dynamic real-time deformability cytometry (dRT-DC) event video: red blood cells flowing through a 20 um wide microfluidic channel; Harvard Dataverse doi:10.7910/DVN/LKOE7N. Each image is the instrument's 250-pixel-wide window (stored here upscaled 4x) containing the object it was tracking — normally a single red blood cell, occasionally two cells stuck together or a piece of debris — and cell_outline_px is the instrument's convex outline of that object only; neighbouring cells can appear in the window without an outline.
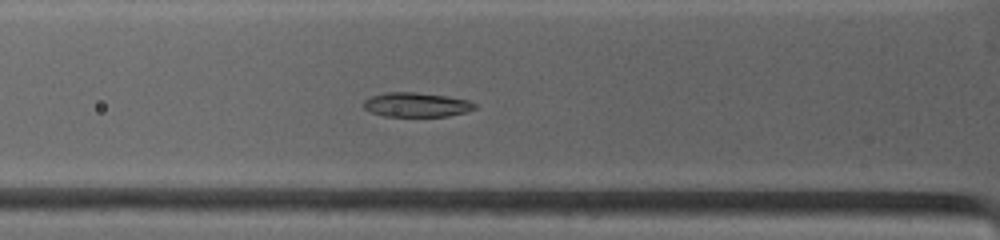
{"species": "common noctule bat (a hibernating species)", "species_latin": "Nyctalus noctula", "temperature_condition": "warm", "stored_images_in_passage": 18, "camera_frame_rate_fps": 4500, "um_per_image_px": 0.085, "animal": {"sex": "female", "body_mass_g": 19.0, "forearm_length_mm": 53.3}, "frame": {"image": 1, "passage_image": 6, "time_ms": 2.889, "image_size_px": [1000, 240], "cell_outline_px": [[476, 108], [464, 112], [448, 116], [384, 116], [372, 112], [364, 108], [364, 100], [372, 96], [384, 92], [416, 92], [448, 96], [468, 100], [476, 104]], "centroid_in_image_um": [35.4, 8.89], "position_along_channel_um": 90.4, "area_um2": 15.72}}
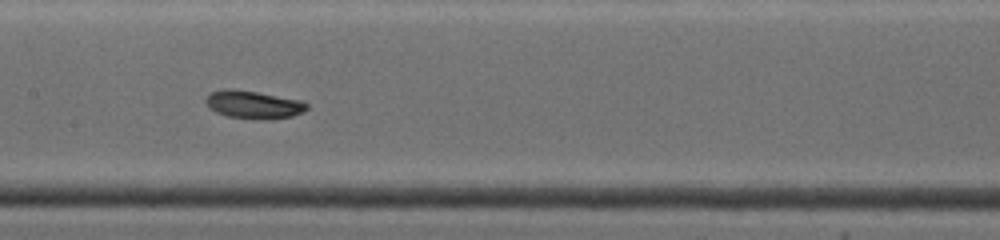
{"frame": {"image": 2, "passage_image": 11, "time_ms": 5.333, "image_size_px": [1000, 240], "cell_outline_px": [[308, 108], [304, 112], [292, 116], [268, 120], [264, 120], [228, 116], [216, 112], [208, 108], [204, 100], [212, 92], [224, 88], [232, 88], [256, 92], [300, 100], [308, 104]], "centroid_in_image_um": [21.54, 8.9], "position_along_channel_um": 185.9, "area_um2": 16.47}}
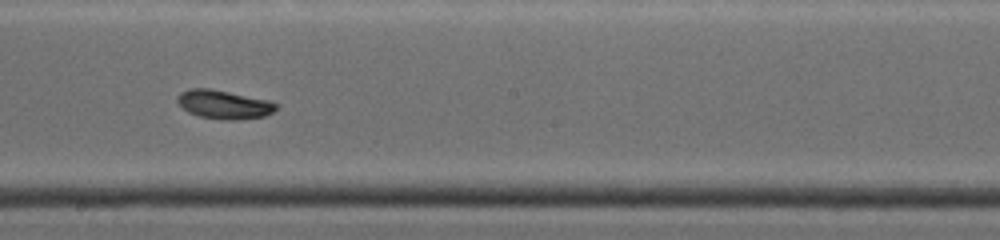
{"frame": {"image": 3, "passage_image": 15, "time_ms": 6.444, "image_size_px": [1000, 240], "cell_outline_px": [[280, 104], [272, 112], [264, 116], [232, 120], [228, 120], [200, 116], [188, 112], [176, 100], [176, 96], [180, 92], [188, 88], [208, 88], [272, 100]], "centroid_in_image_um": [19.05, 8.86], "position_along_channel_um": 229.2, "area_um2": 16.53}}